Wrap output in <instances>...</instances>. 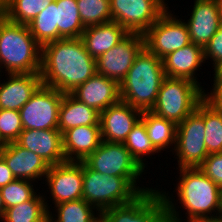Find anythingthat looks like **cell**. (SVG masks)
Here are the masks:
<instances>
[{
  "label": "cell",
  "instance_id": "6da1fadb",
  "mask_svg": "<svg viewBox=\"0 0 222 222\" xmlns=\"http://www.w3.org/2000/svg\"><path fill=\"white\" fill-rule=\"evenodd\" d=\"M96 73V59L82 39L67 38L41 47L40 76L43 85L70 93Z\"/></svg>",
  "mask_w": 222,
  "mask_h": 222
},
{
  "label": "cell",
  "instance_id": "7a4b0ae2",
  "mask_svg": "<svg viewBox=\"0 0 222 222\" xmlns=\"http://www.w3.org/2000/svg\"><path fill=\"white\" fill-rule=\"evenodd\" d=\"M165 77L163 60L144 46L119 84L120 98L134 108L150 111Z\"/></svg>",
  "mask_w": 222,
  "mask_h": 222
},
{
  "label": "cell",
  "instance_id": "3957f363",
  "mask_svg": "<svg viewBox=\"0 0 222 222\" xmlns=\"http://www.w3.org/2000/svg\"><path fill=\"white\" fill-rule=\"evenodd\" d=\"M2 68L7 74L40 73L41 46L28 25L13 23L0 14V73Z\"/></svg>",
  "mask_w": 222,
  "mask_h": 222
},
{
  "label": "cell",
  "instance_id": "277c9868",
  "mask_svg": "<svg viewBox=\"0 0 222 222\" xmlns=\"http://www.w3.org/2000/svg\"><path fill=\"white\" fill-rule=\"evenodd\" d=\"M139 178L105 175L90 169L83 162V199L100 213L130 203L152 189L137 186Z\"/></svg>",
  "mask_w": 222,
  "mask_h": 222
},
{
  "label": "cell",
  "instance_id": "5b68a950",
  "mask_svg": "<svg viewBox=\"0 0 222 222\" xmlns=\"http://www.w3.org/2000/svg\"><path fill=\"white\" fill-rule=\"evenodd\" d=\"M178 170L180 171L178 181H180L175 189L179 203L188 215L186 218L216 216L222 189L198 167ZM213 212L214 214H211Z\"/></svg>",
  "mask_w": 222,
  "mask_h": 222
},
{
  "label": "cell",
  "instance_id": "8992f818",
  "mask_svg": "<svg viewBox=\"0 0 222 222\" xmlns=\"http://www.w3.org/2000/svg\"><path fill=\"white\" fill-rule=\"evenodd\" d=\"M204 91L203 87L191 80L166 76L150 111L179 124L205 98Z\"/></svg>",
  "mask_w": 222,
  "mask_h": 222
},
{
  "label": "cell",
  "instance_id": "52a82bcc",
  "mask_svg": "<svg viewBox=\"0 0 222 222\" xmlns=\"http://www.w3.org/2000/svg\"><path fill=\"white\" fill-rule=\"evenodd\" d=\"M174 152L178 157V168L199 167L209 155L205 145L204 99L177 124Z\"/></svg>",
  "mask_w": 222,
  "mask_h": 222
},
{
  "label": "cell",
  "instance_id": "ba28073f",
  "mask_svg": "<svg viewBox=\"0 0 222 222\" xmlns=\"http://www.w3.org/2000/svg\"><path fill=\"white\" fill-rule=\"evenodd\" d=\"M170 12L168 8L143 34L144 46L161 59L192 43L185 19L182 21Z\"/></svg>",
  "mask_w": 222,
  "mask_h": 222
},
{
  "label": "cell",
  "instance_id": "9c48e42d",
  "mask_svg": "<svg viewBox=\"0 0 222 222\" xmlns=\"http://www.w3.org/2000/svg\"><path fill=\"white\" fill-rule=\"evenodd\" d=\"M63 95L61 91L41 84L19 110L23 130H58Z\"/></svg>",
  "mask_w": 222,
  "mask_h": 222
},
{
  "label": "cell",
  "instance_id": "30bf717a",
  "mask_svg": "<svg viewBox=\"0 0 222 222\" xmlns=\"http://www.w3.org/2000/svg\"><path fill=\"white\" fill-rule=\"evenodd\" d=\"M101 222H169V217L162 195L152 188L130 203L104 210Z\"/></svg>",
  "mask_w": 222,
  "mask_h": 222
},
{
  "label": "cell",
  "instance_id": "8fae6325",
  "mask_svg": "<svg viewBox=\"0 0 222 222\" xmlns=\"http://www.w3.org/2000/svg\"><path fill=\"white\" fill-rule=\"evenodd\" d=\"M161 0H110L112 21L129 33L144 34L168 9Z\"/></svg>",
  "mask_w": 222,
  "mask_h": 222
},
{
  "label": "cell",
  "instance_id": "7c38bea8",
  "mask_svg": "<svg viewBox=\"0 0 222 222\" xmlns=\"http://www.w3.org/2000/svg\"><path fill=\"white\" fill-rule=\"evenodd\" d=\"M83 162L90 169L109 176L141 177L145 172L124 143L102 140L100 146Z\"/></svg>",
  "mask_w": 222,
  "mask_h": 222
},
{
  "label": "cell",
  "instance_id": "4fadbf2b",
  "mask_svg": "<svg viewBox=\"0 0 222 222\" xmlns=\"http://www.w3.org/2000/svg\"><path fill=\"white\" fill-rule=\"evenodd\" d=\"M144 47V35L129 33L112 49L96 59V72L120 84Z\"/></svg>",
  "mask_w": 222,
  "mask_h": 222
},
{
  "label": "cell",
  "instance_id": "5bb4252c",
  "mask_svg": "<svg viewBox=\"0 0 222 222\" xmlns=\"http://www.w3.org/2000/svg\"><path fill=\"white\" fill-rule=\"evenodd\" d=\"M45 178L55 205L83 198V161L49 166Z\"/></svg>",
  "mask_w": 222,
  "mask_h": 222
},
{
  "label": "cell",
  "instance_id": "9a60e30c",
  "mask_svg": "<svg viewBox=\"0 0 222 222\" xmlns=\"http://www.w3.org/2000/svg\"><path fill=\"white\" fill-rule=\"evenodd\" d=\"M142 111L120 100L100 112L101 138L107 142L124 143Z\"/></svg>",
  "mask_w": 222,
  "mask_h": 222
},
{
  "label": "cell",
  "instance_id": "2e32d148",
  "mask_svg": "<svg viewBox=\"0 0 222 222\" xmlns=\"http://www.w3.org/2000/svg\"><path fill=\"white\" fill-rule=\"evenodd\" d=\"M15 143L39 155L49 166L66 162L62 133L59 130L26 129Z\"/></svg>",
  "mask_w": 222,
  "mask_h": 222
},
{
  "label": "cell",
  "instance_id": "e0dca14e",
  "mask_svg": "<svg viewBox=\"0 0 222 222\" xmlns=\"http://www.w3.org/2000/svg\"><path fill=\"white\" fill-rule=\"evenodd\" d=\"M186 21L191 42L205 48L218 31L222 19L217 0H195Z\"/></svg>",
  "mask_w": 222,
  "mask_h": 222
},
{
  "label": "cell",
  "instance_id": "ac0fdd59",
  "mask_svg": "<svg viewBox=\"0 0 222 222\" xmlns=\"http://www.w3.org/2000/svg\"><path fill=\"white\" fill-rule=\"evenodd\" d=\"M70 94L98 112L121 100L119 84L97 72Z\"/></svg>",
  "mask_w": 222,
  "mask_h": 222
},
{
  "label": "cell",
  "instance_id": "d6986e66",
  "mask_svg": "<svg viewBox=\"0 0 222 222\" xmlns=\"http://www.w3.org/2000/svg\"><path fill=\"white\" fill-rule=\"evenodd\" d=\"M0 156L7 163L16 179L36 181L47 174L49 165L34 152L17 145L6 143L0 149ZM34 180V181H33Z\"/></svg>",
  "mask_w": 222,
  "mask_h": 222
},
{
  "label": "cell",
  "instance_id": "ffe728a7",
  "mask_svg": "<svg viewBox=\"0 0 222 222\" xmlns=\"http://www.w3.org/2000/svg\"><path fill=\"white\" fill-rule=\"evenodd\" d=\"M162 60L165 76L188 79L200 86L196 72L206 62L203 47L190 43L169 53Z\"/></svg>",
  "mask_w": 222,
  "mask_h": 222
},
{
  "label": "cell",
  "instance_id": "44dd1931",
  "mask_svg": "<svg viewBox=\"0 0 222 222\" xmlns=\"http://www.w3.org/2000/svg\"><path fill=\"white\" fill-rule=\"evenodd\" d=\"M66 161H84L101 144L100 125L78 126L62 134Z\"/></svg>",
  "mask_w": 222,
  "mask_h": 222
},
{
  "label": "cell",
  "instance_id": "7402d4cb",
  "mask_svg": "<svg viewBox=\"0 0 222 222\" xmlns=\"http://www.w3.org/2000/svg\"><path fill=\"white\" fill-rule=\"evenodd\" d=\"M8 76V81L0 83V109L19 111L42 84L41 76L40 73Z\"/></svg>",
  "mask_w": 222,
  "mask_h": 222
},
{
  "label": "cell",
  "instance_id": "603a6c76",
  "mask_svg": "<svg viewBox=\"0 0 222 222\" xmlns=\"http://www.w3.org/2000/svg\"><path fill=\"white\" fill-rule=\"evenodd\" d=\"M129 32L115 21L86 27L81 39L86 51L97 59L121 42Z\"/></svg>",
  "mask_w": 222,
  "mask_h": 222
},
{
  "label": "cell",
  "instance_id": "cb8c5ba5",
  "mask_svg": "<svg viewBox=\"0 0 222 222\" xmlns=\"http://www.w3.org/2000/svg\"><path fill=\"white\" fill-rule=\"evenodd\" d=\"M100 112L88 107L85 103L74 98L70 93L63 95L59 107L58 130L63 134L65 131L89 125H100Z\"/></svg>",
  "mask_w": 222,
  "mask_h": 222
},
{
  "label": "cell",
  "instance_id": "d4e9b609",
  "mask_svg": "<svg viewBox=\"0 0 222 222\" xmlns=\"http://www.w3.org/2000/svg\"><path fill=\"white\" fill-rule=\"evenodd\" d=\"M140 119L144 122L148 137L158 152L164 151L170 146L174 150L177 135L175 122L162 118L151 111H142Z\"/></svg>",
  "mask_w": 222,
  "mask_h": 222
},
{
  "label": "cell",
  "instance_id": "484cf974",
  "mask_svg": "<svg viewBox=\"0 0 222 222\" xmlns=\"http://www.w3.org/2000/svg\"><path fill=\"white\" fill-rule=\"evenodd\" d=\"M56 5L58 40L81 37L85 27L81 21L76 0H56Z\"/></svg>",
  "mask_w": 222,
  "mask_h": 222
},
{
  "label": "cell",
  "instance_id": "4316f807",
  "mask_svg": "<svg viewBox=\"0 0 222 222\" xmlns=\"http://www.w3.org/2000/svg\"><path fill=\"white\" fill-rule=\"evenodd\" d=\"M36 194L31 200L5 210L4 222H48L49 206L45 196ZM46 201V202H45Z\"/></svg>",
  "mask_w": 222,
  "mask_h": 222
},
{
  "label": "cell",
  "instance_id": "83f0119b",
  "mask_svg": "<svg viewBox=\"0 0 222 222\" xmlns=\"http://www.w3.org/2000/svg\"><path fill=\"white\" fill-rule=\"evenodd\" d=\"M57 218L48 212V222H101V213L83 198L55 205ZM94 209V211H93ZM98 215V216H97ZM55 217V218H53Z\"/></svg>",
  "mask_w": 222,
  "mask_h": 222
},
{
  "label": "cell",
  "instance_id": "f1b7e54d",
  "mask_svg": "<svg viewBox=\"0 0 222 222\" xmlns=\"http://www.w3.org/2000/svg\"><path fill=\"white\" fill-rule=\"evenodd\" d=\"M53 1L55 0H5L0 14L13 23L27 25Z\"/></svg>",
  "mask_w": 222,
  "mask_h": 222
},
{
  "label": "cell",
  "instance_id": "f546056e",
  "mask_svg": "<svg viewBox=\"0 0 222 222\" xmlns=\"http://www.w3.org/2000/svg\"><path fill=\"white\" fill-rule=\"evenodd\" d=\"M56 0L41 11L27 25L36 42L42 47L58 40V26L55 16Z\"/></svg>",
  "mask_w": 222,
  "mask_h": 222
},
{
  "label": "cell",
  "instance_id": "4dcf8cb0",
  "mask_svg": "<svg viewBox=\"0 0 222 222\" xmlns=\"http://www.w3.org/2000/svg\"><path fill=\"white\" fill-rule=\"evenodd\" d=\"M205 145L208 154L222 153V109L204 98Z\"/></svg>",
  "mask_w": 222,
  "mask_h": 222
},
{
  "label": "cell",
  "instance_id": "1f68e13d",
  "mask_svg": "<svg viewBox=\"0 0 222 222\" xmlns=\"http://www.w3.org/2000/svg\"><path fill=\"white\" fill-rule=\"evenodd\" d=\"M126 149L130 152L131 156L138 162V164L145 169L146 164L142 159L146 155H154L159 153L152 145L144 122L139 121L133 126L132 131L128 134L127 139L124 141Z\"/></svg>",
  "mask_w": 222,
  "mask_h": 222
},
{
  "label": "cell",
  "instance_id": "d6a6232c",
  "mask_svg": "<svg viewBox=\"0 0 222 222\" xmlns=\"http://www.w3.org/2000/svg\"><path fill=\"white\" fill-rule=\"evenodd\" d=\"M84 27L112 21L110 0H76Z\"/></svg>",
  "mask_w": 222,
  "mask_h": 222
},
{
  "label": "cell",
  "instance_id": "836d02e7",
  "mask_svg": "<svg viewBox=\"0 0 222 222\" xmlns=\"http://www.w3.org/2000/svg\"><path fill=\"white\" fill-rule=\"evenodd\" d=\"M5 209L31 200L37 193L28 180L15 179L0 188Z\"/></svg>",
  "mask_w": 222,
  "mask_h": 222
},
{
  "label": "cell",
  "instance_id": "e575fe53",
  "mask_svg": "<svg viewBox=\"0 0 222 222\" xmlns=\"http://www.w3.org/2000/svg\"><path fill=\"white\" fill-rule=\"evenodd\" d=\"M22 131L20 112L0 109V138L5 143L15 142Z\"/></svg>",
  "mask_w": 222,
  "mask_h": 222
},
{
  "label": "cell",
  "instance_id": "d590c367",
  "mask_svg": "<svg viewBox=\"0 0 222 222\" xmlns=\"http://www.w3.org/2000/svg\"><path fill=\"white\" fill-rule=\"evenodd\" d=\"M198 168L222 189V153L209 154Z\"/></svg>",
  "mask_w": 222,
  "mask_h": 222
},
{
  "label": "cell",
  "instance_id": "8d00e7d4",
  "mask_svg": "<svg viewBox=\"0 0 222 222\" xmlns=\"http://www.w3.org/2000/svg\"><path fill=\"white\" fill-rule=\"evenodd\" d=\"M204 59H210L213 62L214 70L222 64V23L204 48Z\"/></svg>",
  "mask_w": 222,
  "mask_h": 222
},
{
  "label": "cell",
  "instance_id": "74e56055",
  "mask_svg": "<svg viewBox=\"0 0 222 222\" xmlns=\"http://www.w3.org/2000/svg\"><path fill=\"white\" fill-rule=\"evenodd\" d=\"M159 192L163 197L166 206V211L169 217V222H182L183 220H186V219H181V217L179 216L180 213L179 211L177 212L176 210L177 208L175 206L176 202L175 204L172 203L173 197L168 196V193H166L165 191L162 192L159 190ZM187 222H222V218L219 217L218 215L207 216V217H196V218L187 219Z\"/></svg>",
  "mask_w": 222,
  "mask_h": 222
},
{
  "label": "cell",
  "instance_id": "f35d334b",
  "mask_svg": "<svg viewBox=\"0 0 222 222\" xmlns=\"http://www.w3.org/2000/svg\"><path fill=\"white\" fill-rule=\"evenodd\" d=\"M213 89L205 93V98L208 99L215 107L222 109V73H214Z\"/></svg>",
  "mask_w": 222,
  "mask_h": 222
},
{
  "label": "cell",
  "instance_id": "ab89813d",
  "mask_svg": "<svg viewBox=\"0 0 222 222\" xmlns=\"http://www.w3.org/2000/svg\"><path fill=\"white\" fill-rule=\"evenodd\" d=\"M16 178L14 177L12 171L8 168L7 163L0 156V188L12 182Z\"/></svg>",
  "mask_w": 222,
  "mask_h": 222
},
{
  "label": "cell",
  "instance_id": "60d3db41",
  "mask_svg": "<svg viewBox=\"0 0 222 222\" xmlns=\"http://www.w3.org/2000/svg\"><path fill=\"white\" fill-rule=\"evenodd\" d=\"M5 207H4V204H3V200H2V196H1V193H0V219L2 220L3 217H4V214H5Z\"/></svg>",
  "mask_w": 222,
  "mask_h": 222
},
{
  "label": "cell",
  "instance_id": "b9f144b4",
  "mask_svg": "<svg viewBox=\"0 0 222 222\" xmlns=\"http://www.w3.org/2000/svg\"><path fill=\"white\" fill-rule=\"evenodd\" d=\"M217 215L222 218V190H221V195H220V206H219V211Z\"/></svg>",
  "mask_w": 222,
  "mask_h": 222
},
{
  "label": "cell",
  "instance_id": "7bdbcfd3",
  "mask_svg": "<svg viewBox=\"0 0 222 222\" xmlns=\"http://www.w3.org/2000/svg\"><path fill=\"white\" fill-rule=\"evenodd\" d=\"M214 73H222V64H220L215 70Z\"/></svg>",
  "mask_w": 222,
  "mask_h": 222
},
{
  "label": "cell",
  "instance_id": "ee69618b",
  "mask_svg": "<svg viewBox=\"0 0 222 222\" xmlns=\"http://www.w3.org/2000/svg\"><path fill=\"white\" fill-rule=\"evenodd\" d=\"M218 1V5H219V10L221 13V19H222V0H217Z\"/></svg>",
  "mask_w": 222,
  "mask_h": 222
},
{
  "label": "cell",
  "instance_id": "f6af8a7d",
  "mask_svg": "<svg viewBox=\"0 0 222 222\" xmlns=\"http://www.w3.org/2000/svg\"><path fill=\"white\" fill-rule=\"evenodd\" d=\"M6 143L0 138V149L5 145Z\"/></svg>",
  "mask_w": 222,
  "mask_h": 222
},
{
  "label": "cell",
  "instance_id": "bcb514c9",
  "mask_svg": "<svg viewBox=\"0 0 222 222\" xmlns=\"http://www.w3.org/2000/svg\"><path fill=\"white\" fill-rule=\"evenodd\" d=\"M5 0H0V8L3 6Z\"/></svg>",
  "mask_w": 222,
  "mask_h": 222
}]
</instances>
